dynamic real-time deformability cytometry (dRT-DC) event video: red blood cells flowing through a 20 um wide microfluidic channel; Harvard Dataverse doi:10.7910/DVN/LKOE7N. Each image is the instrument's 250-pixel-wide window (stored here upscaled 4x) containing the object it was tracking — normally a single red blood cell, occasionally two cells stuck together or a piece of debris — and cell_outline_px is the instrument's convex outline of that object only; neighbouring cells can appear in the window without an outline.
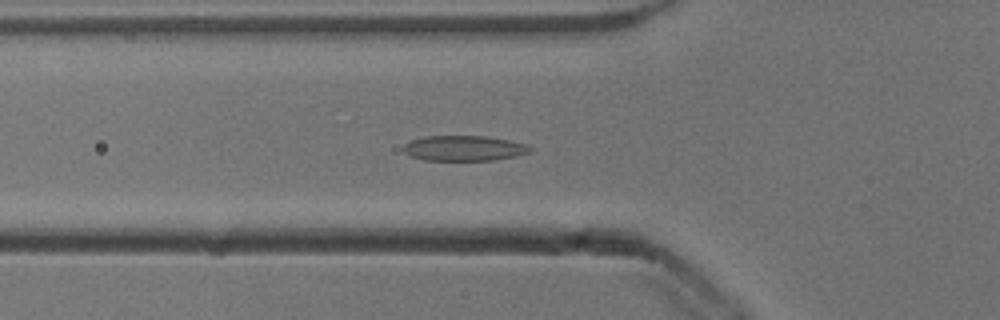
{"species": "common noctule bat (a hibernating species)", "species_latin": "Nyctalus noctula", "temperature_condition": "cold", "stored_images_in_passage": 53, "camera_frame_rate_fps": 3000, "um_per_image_px": 0.085, "animal": {"sex": "male", "body_mass_g": 13.3}, "frame": {"image": 1, "passage_image": 18, "time_ms": 5.667, "image_size_px": [1000, 320], "cell_outline_px": [[532, 152], [516, 156], [492, 160], [424, 160], [408, 156], [404, 152], [404, 144], [412, 140], [424, 136], [488, 136], [528, 144], [532, 148]], "centroid_in_image_um": [39.45, 12.6], "position_along_channel_um": 86.3, "area_um2": 18.79}}
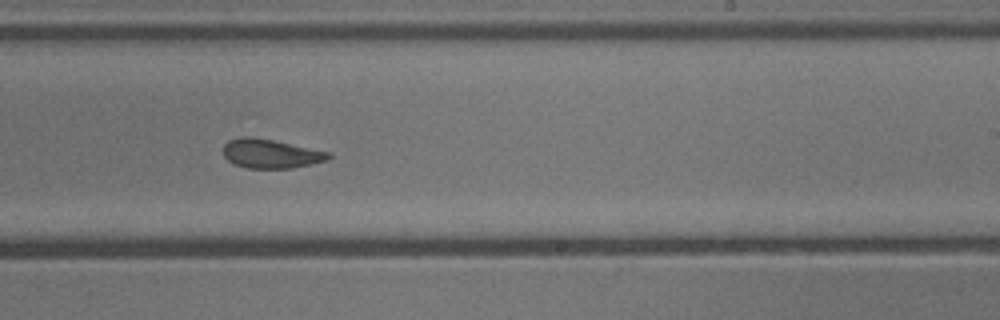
{"frame": {"image": 2, "passage_image": 32, "time_ms": 10.333, "image_size_px": [1000, 320], "cell_outline_px": [[332, 156], [328, 160], [312, 164], [292, 168], [248, 168], [236, 164], [228, 160], [224, 156], [224, 144], [228, 140], [240, 136], [248, 136], [272, 140], [332, 152]], "centroid_in_image_um": [23.04, 13.06], "position_along_channel_um": 266.0, "area_um2": 17.86}}
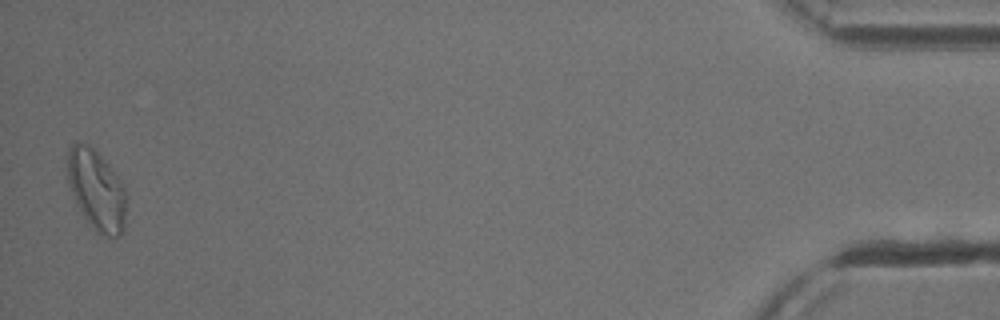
{"frame": {"image": 3, "passage_image": 52, "time_ms": 17.0, "image_size_px": [1000, 320], "cell_outline_px": [[128, 196], [124, 228], [120, 236], [108, 236], [96, 232], [84, 216], [76, 204], [68, 180], [68, 148], [72, 144], [88, 144], [100, 156], [124, 184]], "centroid_in_image_um": [8.25, 16.19], "position_along_channel_um": 427.0, "area_um2": 27.4}, "authors_computed_cell_mechanics": {"area_um2": 19.363, "velocity_mm_per_s": 3.8386, "shape_relaxation_time_tau1_ms": 4.4525, "shape_relaxation_time_tau2_ms": 2.6521, "deformation_change_tau1": 0.1391, "deformation_change_tau2": 0.0908}}